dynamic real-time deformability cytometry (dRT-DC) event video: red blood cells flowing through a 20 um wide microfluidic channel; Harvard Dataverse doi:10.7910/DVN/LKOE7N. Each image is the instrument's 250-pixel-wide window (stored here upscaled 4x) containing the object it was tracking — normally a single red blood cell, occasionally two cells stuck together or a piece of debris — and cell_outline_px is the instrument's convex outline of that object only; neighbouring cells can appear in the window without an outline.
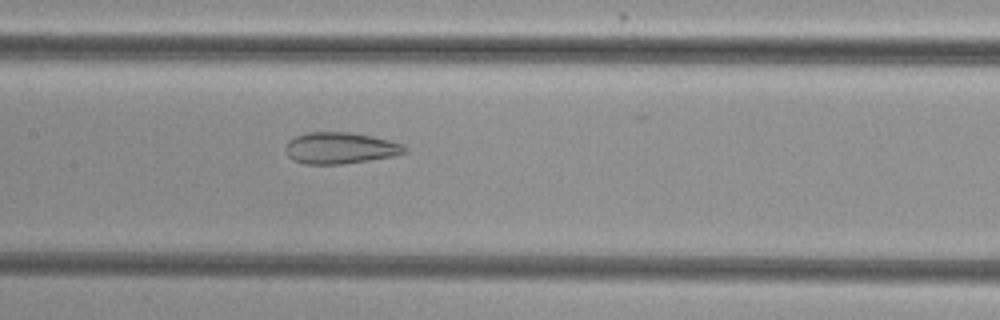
{"species": "common noctule bat (a hibernating species)", "species_latin": "Nyctalus noctula", "temperature_condition": "cold", "stored_images_in_passage": 40, "camera_frame_rate_fps": 3000, "um_per_image_px": 0.085, "animal": {"sex": "female", "body_mass_g": 29.2, "forearm_length_mm": 56.3}, "frame": {"image": 1, "passage_image": 13, "time_ms": 4.0, "image_size_px": [1000, 320], "cell_outline_px": [[408, 152], [396, 156], [340, 164], [304, 164], [292, 160], [288, 156], [284, 148], [288, 140], [296, 136], [308, 132], [352, 132], [372, 136], [404, 144], [408, 148]], "centroid_in_image_um": [28.93, 12.58], "position_along_channel_um": 178.5, "area_um2": 22.08}}
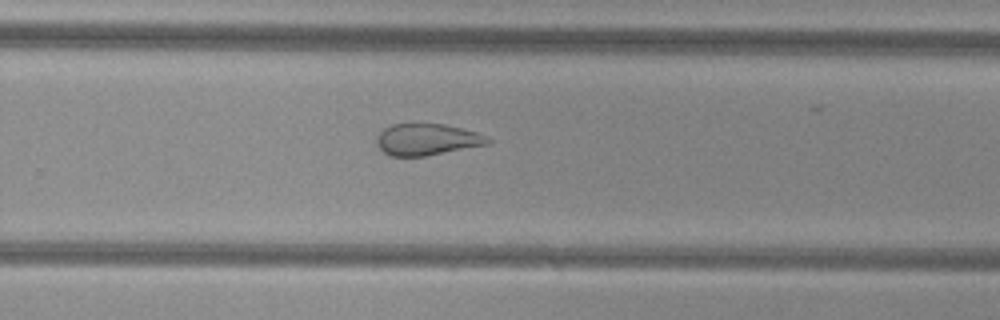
{"frame": {"image": 2, "passage_image": 22, "time_ms": 7.0, "image_size_px": [1000, 320], "cell_outline_px": [[492, 140], [488, 144], [424, 156], [392, 156], [384, 152], [376, 144], [376, 136], [384, 128], [392, 124], [444, 124], [476, 132], [488, 136]], "centroid_in_image_um": [36.28, 11.85], "position_along_channel_um": 293.5, "area_um2": 20.29}}
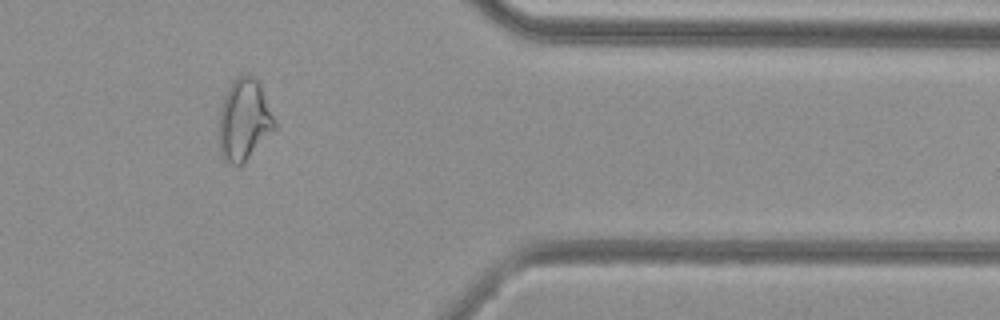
{"frame": {"image": 3, "passage_image": 31, "time_ms": 10.0, "image_size_px": [1000, 320], "cell_outline_px": [[276, 128], [240, 164], [232, 164], [224, 160], [220, 156], [220, 108], [224, 96], [232, 80], [236, 76], [252, 76], [260, 84], [276, 120]], "centroid_in_image_um": [20.75, 10.15], "position_along_channel_um": 390.7, "area_um2": 25.89}, "authors_computed_cell_mechanics": {"area_um2": 24.3049, "velocity_mm_per_s": 3.8444, "shape_relaxation_time_tau1_ms": null, "shape_relaxation_time_tau2_ms": 2.0726, "deformation_change_tau1": null, "deformation_change_tau2": 0.1037}}